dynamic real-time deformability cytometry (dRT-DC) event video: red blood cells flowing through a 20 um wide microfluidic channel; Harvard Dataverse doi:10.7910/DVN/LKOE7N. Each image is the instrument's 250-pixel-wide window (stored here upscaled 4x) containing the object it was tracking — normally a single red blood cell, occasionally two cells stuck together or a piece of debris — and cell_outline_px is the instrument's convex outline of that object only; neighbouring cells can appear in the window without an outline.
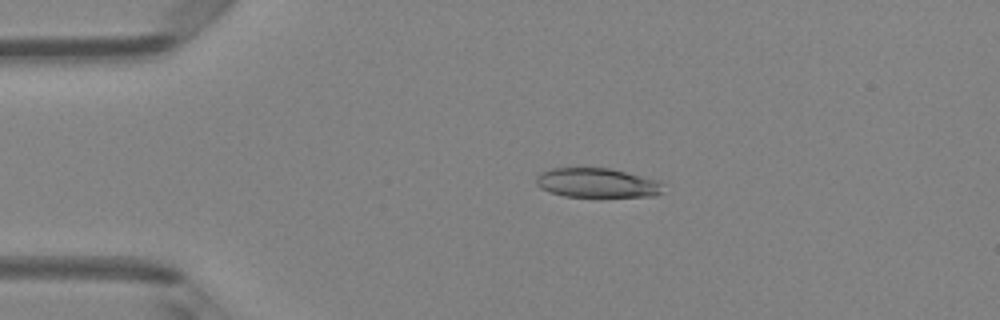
{"species": "Egyptian fruit bat (a non-hibernating species)", "species_latin": "Rousettus aegyptiacus", "temperature_condition": "room temperature", "stored_images_in_passage": 5, "camera_frame_rate_fps": 3000, "um_per_image_px": 0.085, "animal": {"sex": "female"}, "frame": {"image": 1, "passage_image": 3, "time_ms": 2.333, "image_size_px": [1000, 320], "cell_outline_px": [[664, 192], [656, 196], [600, 200], [564, 196], [548, 192], [540, 188], [536, 184], [536, 176], [540, 172], [552, 168], [612, 168], [660, 180]], "centroid_in_image_um": [50.81, 15.6], "position_along_channel_um": 34.2, "area_um2": 23.29}}
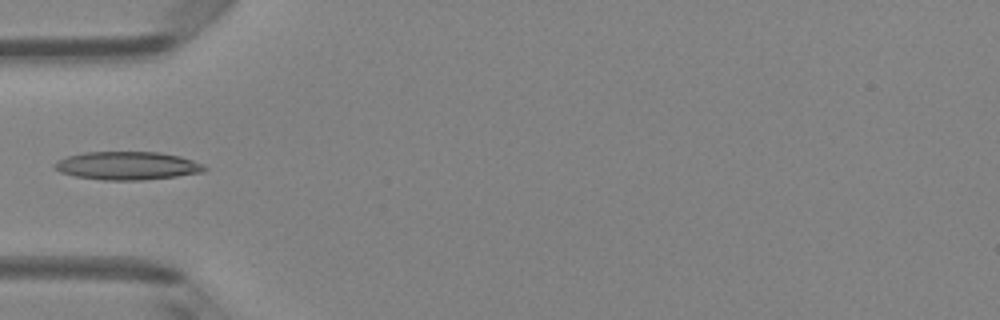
{"frame": {"image": 2, "passage_image": 4, "time_ms": 4.333, "image_size_px": [1000, 320], "cell_outline_px": [[208, 168], [204, 172], [176, 176], [140, 180], [104, 180], [76, 176], [60, 172], [52, 164], [56, 160], [68, 156], [84, 152], [160, 152], [180, 156], [204, 164]], "centroid_in_image_um": [10.83, 14.08], "position_along_channel_um": 74.2, "area_um2": 24.62}}
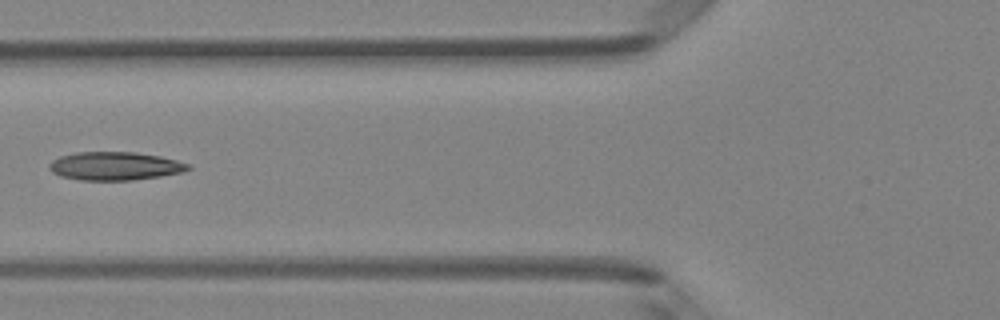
{"frame": {"image": 3, "passage_image": 5, "time_ms": 5.333, "image_size_px": [1000, 320], "cell_outline_px": [[192, 168], [184, 172], [160, 176], [132, 180], [80, 180], [60, 176], [52, 172], [48, 168], [48, 164], [52, 160], [60, 156], [76, 152], [136, 152], [160, 156], [176, 160], [188, 164]], "centroid_in_image_um": [9.75, 14.11], "position_along_channel_um": 116.0, "area_um2": 23.0}}